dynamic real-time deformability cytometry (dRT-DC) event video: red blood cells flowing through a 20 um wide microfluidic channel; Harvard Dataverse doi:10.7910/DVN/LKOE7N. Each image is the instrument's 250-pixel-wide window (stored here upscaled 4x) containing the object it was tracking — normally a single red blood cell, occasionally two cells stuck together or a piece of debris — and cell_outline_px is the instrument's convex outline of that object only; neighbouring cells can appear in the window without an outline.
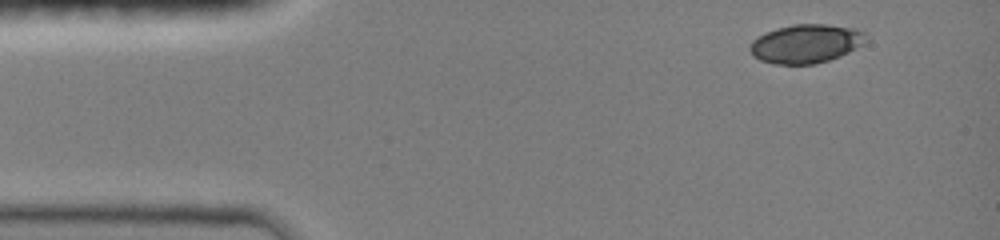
{"species": "common noctule bat (a hibernating species)", "species_latin": "Nyctalus noctula", "temperature_condition": "room temperature", "stored_images_in_passage": 5, "camera_frame_rate_fps": 3000, "um_per_image_px": 0.085, "animal": {"sex": "female", "body_mass_g": 19.0, "forearm_length_mm": 51.5}, "frame": {"image": 1, "passage_image": 1, "time_ms": 0.0, "image_size_px": [1000, 240], "cell_outline_px": [[864, 32], [860, 44], [848, 52], [840, 56], [828, 60], [812, 64], [776, 64], [760, 60], [752, 56], [748, 48], [748, 44], [752, 40], [776, 28], [792, 24], [828, 24], [864, 28]], "centroid_in_image_um": [68.46, 3.7], "position_along_channel_um": 16.5, "area_um2": 26.13}}
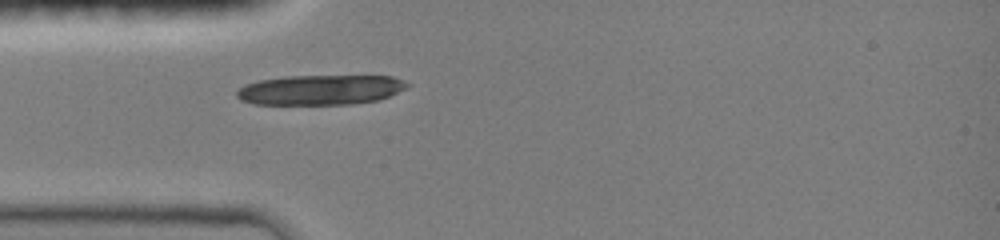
{"frame": {"image": 2, "passage_image": 5, "time_ms": 3.0, "image_size_px": [1000, 240], "cell_outline_px": [[412, 84], [380, 100], [352, 104], [252, 104], [240, 100], [236, 96], [236, 92], [244, 84], [260, 80], [284, 76], [392, 76], [404, 80]], "centroid_in_image_um": [27.22, 7.63], "position_along_channel_um": 57.8, "area_um2": 29.82}}